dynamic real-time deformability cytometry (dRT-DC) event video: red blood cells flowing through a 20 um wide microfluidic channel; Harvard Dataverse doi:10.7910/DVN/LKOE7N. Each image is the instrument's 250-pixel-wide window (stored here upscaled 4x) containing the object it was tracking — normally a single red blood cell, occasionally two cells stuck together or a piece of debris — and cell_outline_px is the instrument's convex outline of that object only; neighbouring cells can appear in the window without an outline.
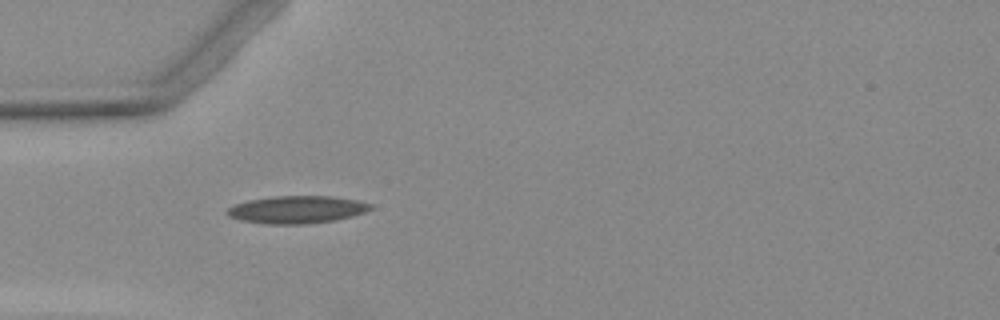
{"species": "Egyptian fruit bat (a non-hibernating species)", "species_latin": "Rousettus aegyptiacus", "temperature_condition": "warm", "stored_images_in_passage": 5, "camera_frame_rate_fps": 3000, "um_per_image_px": 0.085, "animal": {"sex": "female"}, "frame": {"image": 1, "passage_image": 2, "time_ms": 1.333, "image_size_px": [1000, 320], "cell_outline_px": [[372, 208], [364, 212], [352, 216], [336, 220], [308, 224], [268, 224], [240, 220], [228, 216], [224, 212], [228, 208], [236, 204], [248, 200], [272, 196], [332, 196], [356, 200], [372, 204]], "centroid_in_image_um": [25.21, 17.82], "position_along_channel_um": 59.8, "area_um2": 23.06}}
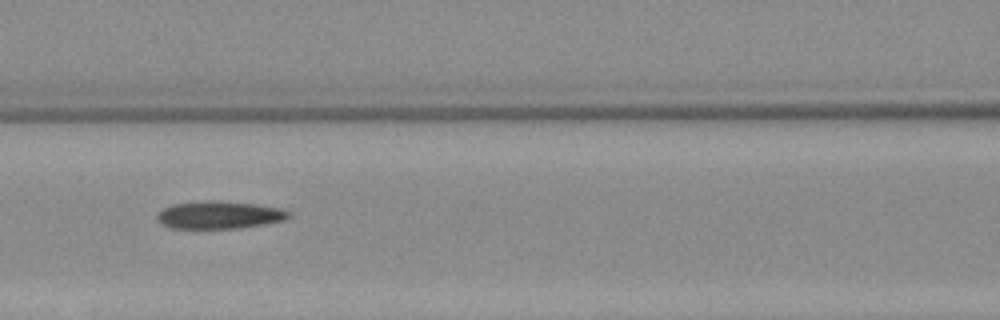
{"frame": {"image": 2, "passage_image": 4, "time_ms": 3.667, "image_size_px": [1000, 320], "cell_outline_px": [[292, 216], [284, 220], [264, 224], [240, 228], [172, 228], [160, 224], [156, 220], [156, 216], [164, 208], [172, 204], [208, 200], [216, 200], [256, 204], [280, 208], [292, 212]], "centroid_in_image_um": [18.65, 18.27], "position_along_channel_um": 147.9, "area_um2": 21.33}}
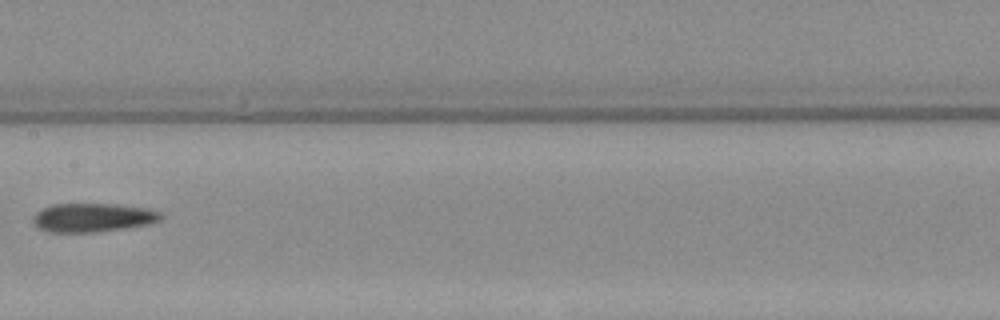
{"frame": {"image": 3, "passage_image": 5, "time_ms": 5.0, "image_size_px": [1000, 320], "cell_outline_px": [[160, 220], [148, 224], [96, 232], [48, 232], [40, 228], [32, 220], [32, 216], [40, 208], [52, 204], [108, 204], [144, 208], [160, 212]], "centroid_in_image_um": [7.8, 18.49], "position_along_channel_um": 199.6, "area_um2": 21.1}}